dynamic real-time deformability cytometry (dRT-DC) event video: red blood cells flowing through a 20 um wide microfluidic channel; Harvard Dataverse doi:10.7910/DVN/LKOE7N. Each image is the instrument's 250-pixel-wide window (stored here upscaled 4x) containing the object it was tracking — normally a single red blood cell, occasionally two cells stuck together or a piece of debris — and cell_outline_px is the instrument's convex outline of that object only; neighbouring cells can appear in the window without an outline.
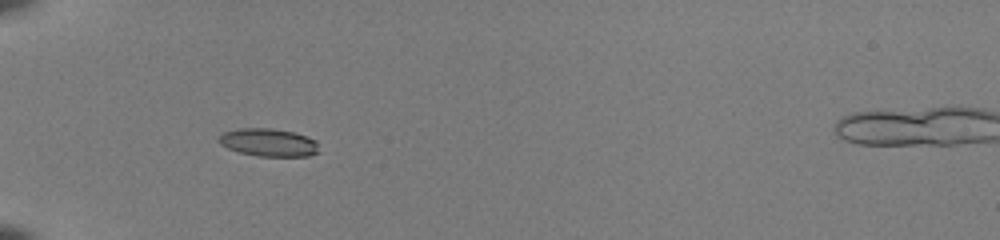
{"species": "common noctule bat (a hibernating species)", "species_latin": "Nyctalus noctula", "temperature_condition": "room temperature", "stored_images_in_passage": 36, "camera_frame_rate_fps": 3000, "um_per_image_px": 0.085, "animal": {"sex": "female", "body_mass_g": 22.0, "forearm_length_mm": 56.7}, "frame": {"image": 1, "passage_image": 3, "time_ms": 0.667, "image_size_px": [1000, 240], "cell_outline_px": [[320, 152], [308, 156], [260, 156], [240, 152], [228, 148], [220, 144], [216, 140], [224, 132], [236, 128], [268, 128], [292, 132], [308, 136], [316, 140]], "centroid_in_image_um": [22.84, 12.1], "position_along_channel_um": 62.2, "area_um2": 16.3}}
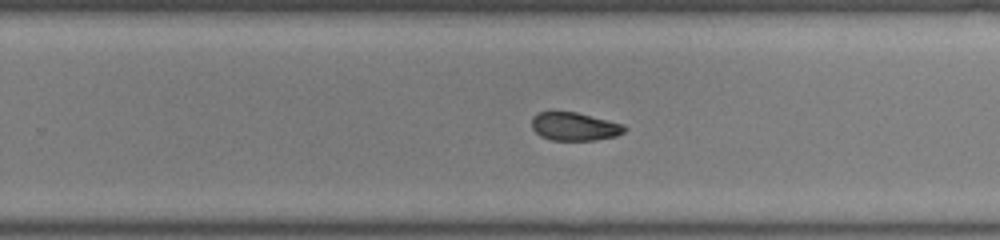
{"frame": {"image": 2, "passage_image": 20, "time_ms": 6.333, "image_size_px": [1000, 240], "cell_outline_px": [[628, 128], [624, 132], [616, 136], [596, 140], [552, 140], [540, 136], [532, 128], [532, 116], [540, 112], [552, 108], [576, 112], [624, 124]], "centroid_in_image_um": [48.8, 10.71], "position_along_channel_um": 281.0, "area_um2": 15.78}}
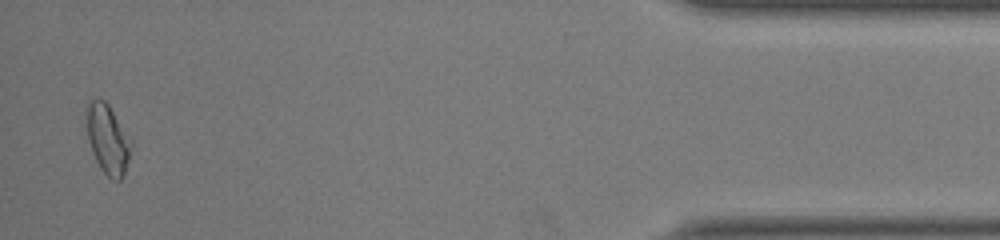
{"frame": {"image": 3, "passage_image": 35, "time_ms": 11.333, "image_size_px": [1000, 240], "cell_outline_px": [[132, 144], [124, 176], [120, 180], [112, 180], [100, 168], [92, 152], [88, 140], [84, 108], [92, 100], [104, 100], [108, 104], [132, 140]], "centroid_in_image_um": [9.14, 11.83], "position_along_channel_um": 426.1, "area_um2": 18.15}, "authors_computed_cell_mechanics": {"area_um2": 16.2418, "velocity_mm_per_s": 4.1004, "shape_relaxation_time_tau1_ms": null, "shape_relaxation_time_tau2_ms": 4.0036, "deformation_change_tau1": null, "deformation_change_tau2": 0.094}}